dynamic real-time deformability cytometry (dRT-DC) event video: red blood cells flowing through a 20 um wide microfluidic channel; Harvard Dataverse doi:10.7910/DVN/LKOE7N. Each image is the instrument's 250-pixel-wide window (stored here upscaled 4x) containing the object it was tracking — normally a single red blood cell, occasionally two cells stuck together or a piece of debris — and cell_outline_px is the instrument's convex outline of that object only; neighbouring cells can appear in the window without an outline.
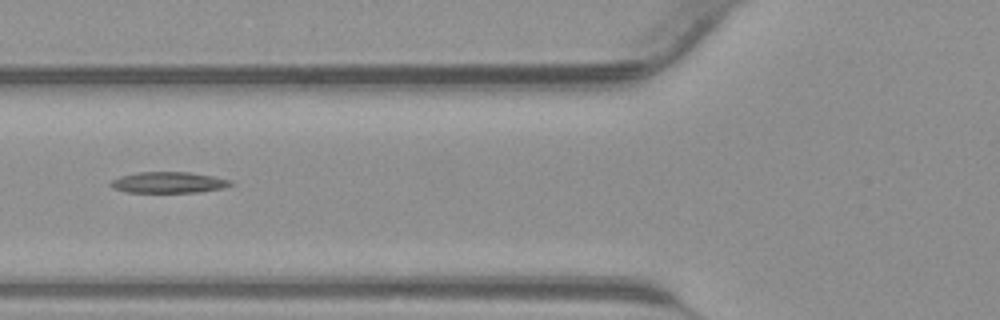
{"species": "common noctule bat (a hibernating species)", "species_latin": "Nyctalus noctula", "temperature_condition": "warm", "stored_images_in_passage": 30, "camera_frame_rate_fps": 3000, "um_per_image_px": 0.085, "animal": {"sex": "male", "body_mass_g": 23.1, "forearm_length_mm": 52.7}, "frame": {"image": 1, "passage_image": 4, "time_ms": 1.0, "image_size_px": [1000, 320], "cell_outline_px": [[232, 184], [224, 188], [200, 192], [128, 192], [112, 188], [108, 184], [112, 180], [120, 176], [136, 172], [188, 172], [212, 176], [232, 180]], "centroid_in_image_um": [14.31, 15.51], "position_along_channel_um": 111.5, "area_um2": 14.74}}
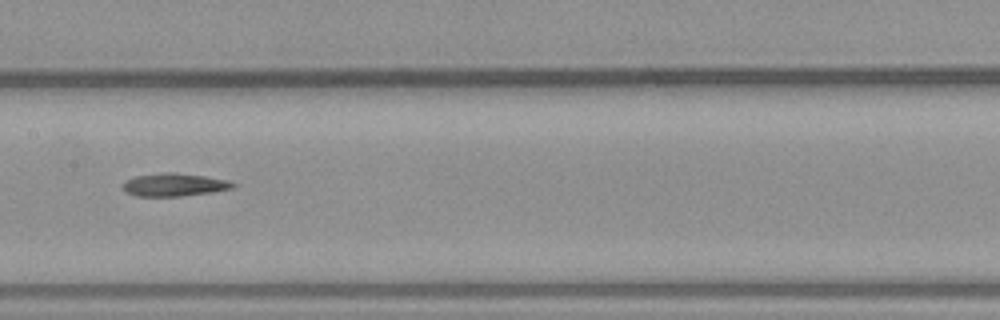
{"frame": {"image": 2, "passage_image": 9, "time_ms": 2.667, "image_size_px": [1000, 320], "cell_outline_px": [[236, 184], [232, 188], [212, 192], [180, 196], [136, 196], [128, 192], [120, 184], [124, 180], [136, 176], [164, 172], [172, 172], [204, 176], [228, 180]], "centroid_in_image_um": [14.78, 15.7], "position_along_channel_um": 192.6, "area_um2": 14.62}}
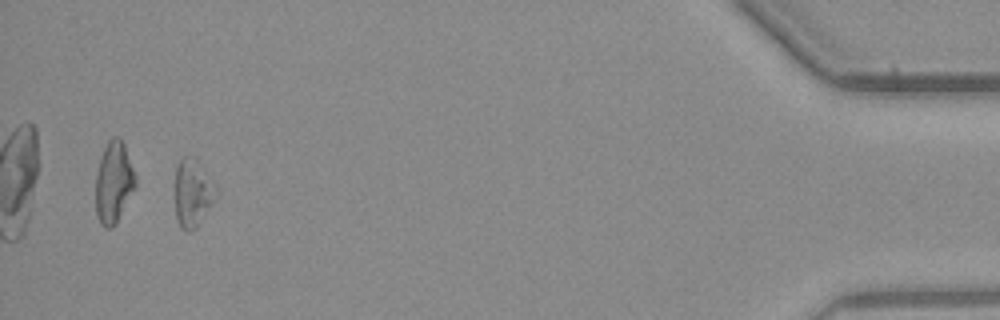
{"frame": {"image": 3, "passage_image": 28, "time_ms": 9.0, "image_size_px": [1000, 320], "cell_outline_px": [[220, 192], [196, 228], [188, 232], [180, 228], [176, 216], [176, 168], [180, 160], [184, 156], [196, 156], [200, 160]], "centroid_in_image_um": [16.42, 16.36], "position_along_channel_um": 418.8, "area_um2": 16.59}}